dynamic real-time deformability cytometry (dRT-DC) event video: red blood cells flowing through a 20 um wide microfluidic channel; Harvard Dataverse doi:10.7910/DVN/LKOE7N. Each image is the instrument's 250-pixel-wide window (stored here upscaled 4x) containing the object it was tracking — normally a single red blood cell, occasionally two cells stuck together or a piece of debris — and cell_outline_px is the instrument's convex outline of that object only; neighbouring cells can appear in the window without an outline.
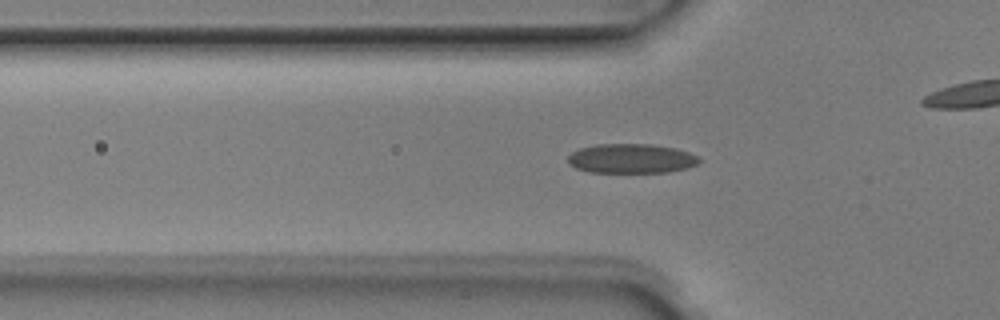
{"species": "Egyptian fruit bat (a non-hibernating species)", "species_latin": "Rousettus aegyptiacus", "temperature_condition": "room temperature", "stored_images_in_passage": 51, "camera_frame_rate_fps": 3000, "um_per_image_px": 0.085, "animal": {"sex": "male"}, "frame": {"image": 1, "passage_image": 16, "time_ms": 5.0, "image_size_px": [1000, 320], "cell_outline_px": [[700, 160], [696, 164], [688, 168], [668, 172], [588, 172], [576, 168], [568, 164], [568, 156], [572, 152], [580, 148], [596, 144], [652, 144], [676, 148], [700, 156]], "centroid_in_image_um": [53.66, 13.47], "position_along_channel_um": 72.1, "area_um2": 22.66}}
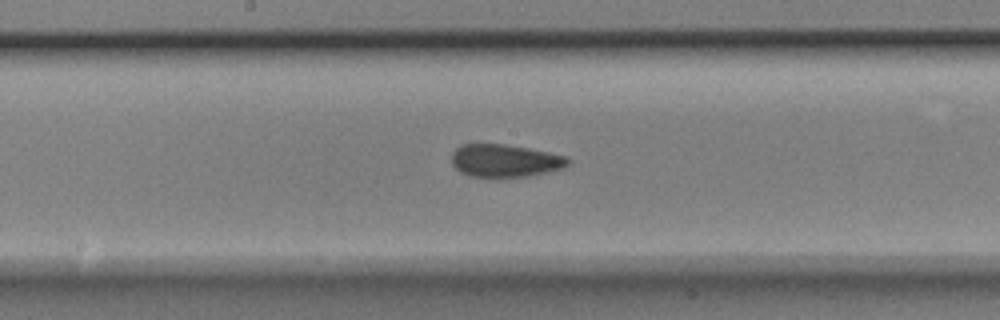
{"frame": {"image": 2, "passage_image": 26, "time_ms": 8.333, "image_size_px": [1000, 320], "cell_outline_px": [[572, 160], [564, 168], [548, 172], [528, 176], [500, 180], [468, 176], [460, 172], [452, 164], [452, 152], [460, 144], [504, 144], [528, 148], [568, 156]], "centroid_in_image_um": [42.92, 13.7], "position_along_channel_um": 205.3, "area_um2": 23.06}}
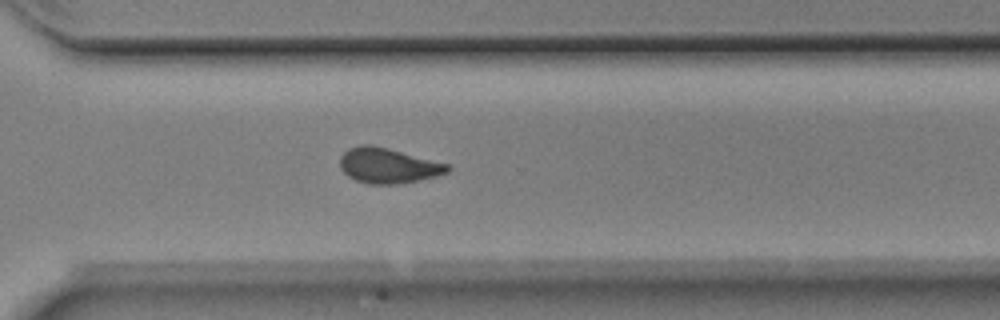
{"frame": {"image": 3, "passage_image": 36, "time_ms": 11.667, "image_size_px": [1000, 320], "cell_outline_px": [[452, 168], [448, 172], [436, 176], [420, 180], [396, 184], [368, 184], [356, 180], [348, 176], [340, 168], [340, 156], [348, 148], [360, 144], [372, 144], [452, 164]], "centroid_in_image_um": [33.02, 14.06], "position_along_channel_um": 337.6, "area_um2": 22.43}, "authors_computed_cell_mechanics": {"area_um2": 22.3108, "velocity_mm_per_s": 3.9771, "shape_relaxation_time_tau1_ms": 4.7006, "shape_relaxation_time_tau2_ms": 1.286, "deformation_change_tau1": 0.1261, "deformation_change_tau2": 0.0693}}